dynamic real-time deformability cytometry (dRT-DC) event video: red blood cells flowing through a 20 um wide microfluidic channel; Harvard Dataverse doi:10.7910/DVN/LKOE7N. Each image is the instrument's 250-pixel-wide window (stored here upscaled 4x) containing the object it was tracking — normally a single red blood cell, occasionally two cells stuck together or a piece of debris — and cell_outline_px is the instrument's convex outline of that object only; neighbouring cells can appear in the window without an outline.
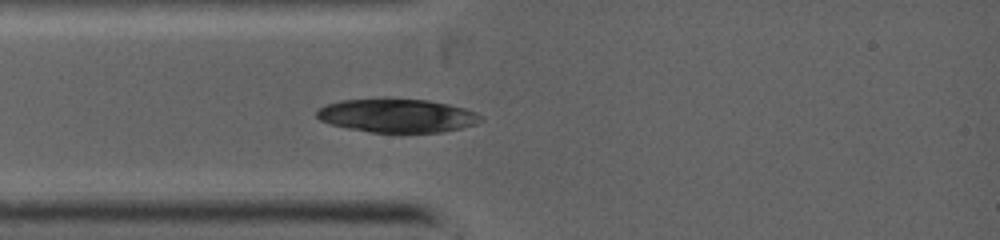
{"species": "common noctule bat (a hibernating species)", "species_latin": "Nyctalus noctula", "temperature_condition": "warm", "stored_images_in_passage": 1, "camera_frame_rate_fps": 5000, "um_per_image_px": 0.085, "animal": {"sex": "female", "body_mass_g": 19.0, "forearm_length_mm": 53.3}, "frame": {"image": 1, "passage_image": 1, "time_ms": 0.0, "image_size_px": [1000, 240], "cell_outline_px": [[480, 120], [476, 124], [460, 128], [440, 132], [372, 132], [348, 128], [332, 124], [320, 120], [316, 116], [316, 108], [340, 100], [384, 96], [388, 96], [428, 100], [448, 104], [464, 108], [476, 112], [480, 116]], "centroid_in_image_um": [33.69, 9.78], "position_along_channel_um": 51.3, "area_um2": 32.71}}